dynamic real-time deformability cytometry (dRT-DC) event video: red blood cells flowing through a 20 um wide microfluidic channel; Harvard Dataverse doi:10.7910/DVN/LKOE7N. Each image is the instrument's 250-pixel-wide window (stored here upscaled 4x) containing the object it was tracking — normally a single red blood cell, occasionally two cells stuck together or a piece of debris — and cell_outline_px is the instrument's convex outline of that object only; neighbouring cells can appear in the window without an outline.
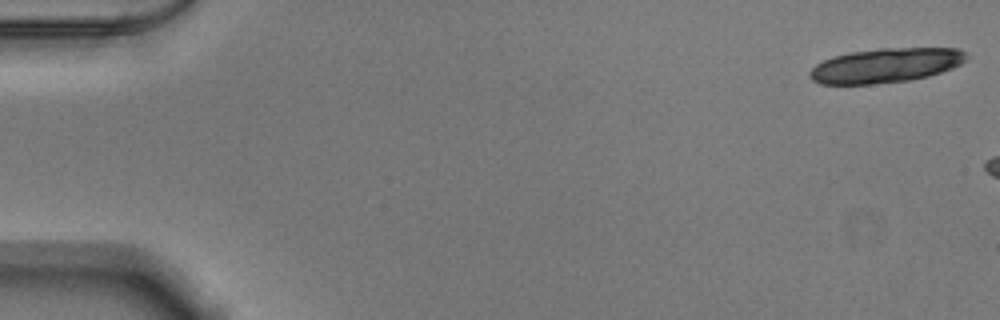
{"species": "Egyptian fruit bat (a non-hibernating species)", "species_latin": "Rousettus aegyptiacus", "temperature_condition": "warm", "stored_images_in_passage": 7, "camera_frame_rate_fps": 3000, "um_per_image_px": 0.085, "animal": {"sex": "male"}, "frame": {"image": 1, "passage_image": 1, "time_ms": 0.0, "image_size_px": [1000, 320], "cell_outline_px": [[968, 56], [960, 64], [952, 68], [928, 76], [908, 80], [868, 84], [820, 84], [812, 80], [808, 76], [808, 72], [816, 64], [832, 56], [852, 52], [880, 48], [960, 48]], "centroid_in_image_um": [75.25, 5.55], "position_along_channel_um": 9.7, "area_um2": 31.33}}